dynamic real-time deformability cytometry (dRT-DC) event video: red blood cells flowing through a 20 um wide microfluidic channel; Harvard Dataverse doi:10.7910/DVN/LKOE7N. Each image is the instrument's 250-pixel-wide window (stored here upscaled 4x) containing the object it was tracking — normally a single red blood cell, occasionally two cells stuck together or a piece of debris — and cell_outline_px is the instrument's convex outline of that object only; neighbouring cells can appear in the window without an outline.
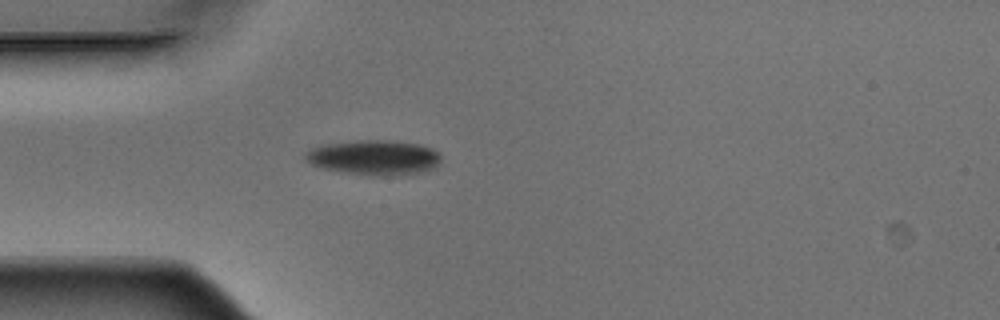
{"species": "Egyptian fruit bat (a non-hibernating species)", "species_latin": "Rousettus aegyptiacus", "temperature_condition": "warm", "stored_images_in_passage": 3, "camera_frame_rate_fps": 3000, "um_per_image_px": 0.085, "animal": {"sex": "male"}, "frame": {"image": 1, "passage_image": 3, "time_ms": 0.667, "image_size_px": [1000, 320], "cell_outline_px": [[440, 164], [432, 168], [420, 172], [392, 176], [380, 176], [344, 172], [324, 168], [312, 164], [304, 156], [304, 152], [320, 144], [356, 140], [388, 140], [420, 144], [432, 148], [440, 152]], "centroid_in_image_um": [31.81, 13.37], "position_along_channel_um": 53.2, "area_um2": 27.69}}